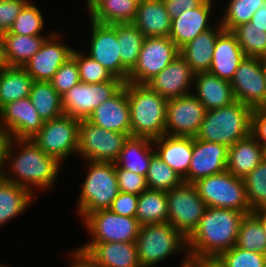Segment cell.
Here are the masks:
<instances>
[{
  "instance_id": "38",
  "label": "cell",
  "mask_w": 266,
  "mask_h": 267,
  "mask_svg": "<svg viewBox=\"0 0 266 267\" xmlns=\"http://www.w3.org/2000/svg\"><path fill=\"white\" fill-rule=\"evenodd\" d=\"M235 246L266 255V232L252 213L242 219Z\"/></svg>"
},
{
  "instance_id": "19",
  "label": "cell",
  "mask_w": 266,
  "mask_h": 267,
  "mask_svg": "<svg viewBox=\"0 0 266 267\" xmlns=\"http://www.w3.org/2000/svg\"><path fill=\"white\" fill-rule=\"evenodd\" d=\"M76 250L94 267H141L135 242L86 243Z\"/></svg>"
},
{
  "instance_id": "12",
  "label": "cell",
  "mask_w": 266,
  "mask_h": 267,
  "mask_svg": "<svg viewBox=\"0 0 266 267\" xmlns=\"http://www.w3.org/2000/svg\"><path fill=\"white\" fill-rule=\"evenodd\" d=\"M122 80L87 84L80 82L62 96L64 114L78 120L88 119L94 109L114 96L123 86Z\"/></svg>"
},
{
  "instance_id": "4",
  "label": "cell",
  "mask_w": 266,
  "mask_h": 267,
  "mask_svg": "<svg viewBox=\"0 0 266 267\" xmlns=\"http://www.w3.org/2000/svg\"><path fill=\"white\" fill-rule=\"evenodd\" d=\"M253 109L239 101L206 111L195 138L232 146L251 134Z\"/></svg>"
},
{
  "instance_id": "20",
  "label": "cell",
  "mask_w": 266,
  "mask_h": 267,
  "mask_svg": "<svg viewBox=\"0 0 266 267\" xmlns=\"http://www.w3.org/2000/svg\"><path fill=\"white\" fill-rule=\"evenodd\" d=\"M195 73L186 60L179 55L146 85L166 99L190 94Z\"/></svg>"
},
{
  "instance_id": "8",
  "label": "cell",
  "mask_w": 266,
  "mask_h": 267,
  "mask_svg": "<svg viewBox=\"0 0 266 267\" xmlns=\"http://www.w3.org/2000/svg\"><path fill=\"white\" fill-rule=\"evenodd\" d=\"M128 138V134L109 131L82 119L77 154L85 161L115 163Z\"/></svg>"
},
{
  "instance_id": "17",
  "label": "cell",
  "mask_w": 266,
  "mask_h": 267,
  "mask_svg": "<svg viewBox=\"0 0 266 267\" xmlns=\"http://www.w3.org/2000/svg\"><path fill=\"white\" fill-rule=\"evenodd\" d=\"M230 84L236 101L252 109L266 106V81L260 58L245 56Z\"/></svg>"
},
{
  "instance_id": "16",
  "label": "cell",
  "mask_w": 266,
  "mask_h": 267,
  "mask_svg": "<svg viewBox=\"0 0 266 267\" xmlns=\"http://www.w3.org/2000/svg\"><path fill=\"white\" fill-rule=\"evenodd\" d=\"M0 120V134L13 139H32L44 124L29 97L4 105Z\"/></svg>"
},
{
  "instance_id": "45",
  "label": "cell",
  "mask_w": 266,
  "mask_h": 267,
  "mask_svg": "<svg viewBox=\"0 0 266 267\" xmlns=\"http://www.w3.org/2000/svg\"><path fill=\"white\" fill-rule=\"evenodd\" d=\"M225 267H266V255L233 246L218 256Z\"/></svg>"
},
{
  "instance_id": "7",
  "label": "cell",
  "mask_w": 266,
  "mask_h": 267,
  "mask_svg": "<svg viewBox=\"0 0 266 267\" xmlns=\"http://www.w3.org/2000/svg\"><path fill=\"white\" fill-rule=\"evenodd\" d=\"M207 207L234 209L251 214L244 181L227 170L194 183Z\"/></svg>"
},
{
  "instance_id": "24",
  "label": "cell",
  "mask_w": 266,
  "mask_h": 267,
  "mask_svg": "<svg viewBox=\"0 0 266 267\" xmlns=\"http://www.w3.org/2000/svg\"><path fill=\"white\" fill-rule=\"evenodd\" d=\"M152 141L155 153L177 172L185 183H188V169L192 158L193 137L164 134ZM156 145L157 147L155 148Z\"/></svg>"
},
{
  "instance_id": "42",
  "label": "cell",
  "mask_w": 266,
  "mask_h": 267,
  "mask_svg": "<svg viewBox=\"0 0 266 267\" xmlns=\"http://www.w3.org/2000/svg\"><path fill=\"white\" fill-rule=\"evenodd\" d=\"M243 181L251 211L266 208V161L263 159Z\"/></svg>"
},
{
  "instance_id": "9",
  "label": "cell",
  "mask_w": 266,
  "mask_h": 267,
  "mask_svg": "<svg viewBox=\"0 0 266 267\" xmlns=\"http://www.w3.org/2000/svg\"><path fill=\"white\" fill-rule=\"evenodd\" d=\"M168 223L186 239L197 228L208 208L194 184L183 182L167 192Z\"/></svg>"
},
{
  "instance_id": "44",
  "label": "cell",
  "mask_w": 266,
  "mask_h": 267,
  "mask_svg": "<svg viewBox=\"0 0 266 267\" xmlns=\"http://www.w3.org/2000/svg\"><path fill=\"white\" fill-rule=\"evenodd\" d=\"M44 25L45 21L41 10L29 1L16 17L9 32L29 36L43 35L41 32Z\"/></svg>"
},
{
  "instance_id": "13",
  "label": "cell",
  "mask_w": 266,
  "mask_h": 267,
  "mask_svg": "<svg viewBox=\"0 0 266 267\" xmlns=\"http://www.w3.org/2000/svg\"><path fill=\"white\" fill-rule=\"evenodd\" d=\"M179 55V49L169 37H146L127 82L146 84Z\"/></svg>"
},
{
  "instance_id": "36",
  "label": "cell",
  "mask_w": 266,
  "mask_h": 267,
  "mask_svg": "<svg viewBox=\"0 0 266 267\" xmlns=\"http://www.w3.org/2000/svg\"><path fill=\"white\" fill-rule=\"evenodd\" d=\"M29 98L43 121L53 120L64 114L62 97L50 81H34Z\"/></svg>"
},
{
  "instance_id": "48",
  "label": "cell",
  "mask_w": 266,
  "mask_h": 267,
  "mask_svg": "<svg viewBox=\"0 0 266 267\" xmlns=\"http://www.w3.org/2000/svg\"><path fill=\"white\" fill-rule=\"evenodd\" d=\"M30 0H0V34L12 27L16 17Z\"/></svg>"
},
{
  "instance_id": "46",
  "label": "cell",
  "mask_w": 266,
  "mask_h": 267,
  "mask_svg": "<svg viewBox=\"0 0 266 267\" xmlns=\"http://www.w3.org/2000/svg\"><path fill=\"white\" fill-rule=\"evenodd\" d=\"M50 82L52 87L61 97L64 96L73 86L79 84L81 81L76 61L70 57V59L60 66Z\"/></svg>"
},
{
  "instance_id": "6",
  "label": "cell",
  "mask_w": 266,
  "mask_h": 267,
  "mask_svg": "<svg viewBox=\"0 0 266 267\" xmlns=\"http://www.w3.org/2000/svg\"><path fill=\"white\" fill-rule=\"evenodd\" d=\"M135 243L141 267H155L181 251L188 256L187 239L170 223L141 225Z\"/></svg>"
},
{
  "instance_id": "30",
  "label": "cell",
  "mask_w": 266,
  "mask_h": 267,
  "mask_svg": "<svg viewBox=\"0 0 266 267\" xmlns=\"http://www.w3.org/2000/svg\"><path fill=\"white\" fill-rule=\"evenodd\" d=\"M154 153V145L151 139L129 136L115 165L146 177Z\"/></svg>"
},
{
  "instance_id": "22",
  "label": "cell",
  "mask_w": 266,
  "mask_h": 267,
  "mask_svg": "<svg viewBox=\"0 0 266 267\" xmlns=\"http://www.w3.org/2000/svg\"><path fill=\"white\" fill-rule=\"evenodd\" d=\"M215 0H205L200 6L183 11L171 20L169 38L180 50L184 45L196 38L200 33L211 29V13Z\"/></svg>"
},
{
  "instance_id": "32",
  "label": "cell",
  "mask_w": 266,
  "mask_h": 267,
  "mask_svg": "<svg viewBox=\"0 0 266 267\" xmlns=\"http://www.w3.org/2000/svg\"><path fill=\"white\" fill-rule=\"evenodd\" d=\"M140 0H101L89 13L90 21L113 25L133 23Z\"/></svg>"
},
{
  "instance_id": "37",
  "label": "cell",
  "mask_w": 266,
  "mask_h": 267,
  "mask_svg": "<svg viewBox=\"0 0 266 267\" xmlns=\"http://www.w3.org/2000/svg\"><path fill=\"white\" fill-rule=\"evenodd\" d=\"M116 33L121 63L130 72L137 63L146 37L132 23L116 24Z\"/></svg>"
},
{
  "instance_id": "33",
  "label": "cell",
  "mask_w": 266,
  "mask_h": 267,
  "mask_svg": "<svg viewBox=\"0 0 266 267\" xmlns=\"http://www.w3.org/2000/svg\"><path fill=\"white\" fill-rule=\"evenodd\" d=\"M35 194L26 188L0 178V227L23 213Z\"/></svg>"
},
{
  "instance_id": "49",
  "label": "cell",
  "mask_w": 266,
  "mask_h": 267,
  "mask_svg": "<svg viewBox=\"0 0 266 267\" xmlns=\"http://www.w3.org/2000/svg\"><path fill=\"white\" fill-rule=\"evenodd\" d=\"M137 204L138 195L119 192L109 209L121 216L136 217Z\"/></svg>"
},
{
  "instance_id": "18",
  "label": "cell",
  "mask_w": 266,
  "mask_h": 267,
  "mask_svg": "<svg viewBox=\"0 0 266 267\" xmlns=\"http://www.w3.org/2000/svg\"><path fill=\"white\" fill-rule=\"evenodd\" d=\"M50 33L39 51L23 67L34 81H50L60 66L72 56L73 47L60 43V32Z\"/></svg>"
},
{
  "instance_id": "35",
  "label": "cell",
  "mask_w": 266,
  "mask_h": 267,
  "mask_svg": "<svg viewBox=\"0 0 266 267\" xmlns=\"http://www.w3.org/2000/svg\"><path fill=\"white\" fill-rule=\"evenodd\" d=\"M136 218L141 225L168 223L167 192L147 188L138 196Z\"/></svg>"
},
{
  "instance_id": "23",
  "label": "cell",
  "mask_w": 266,
  "mask_h": 267,
  "mask_svg": "<svg viewBox=\"0 0 266 267\" xmlns=\"http://www.w3.org/2000/svg\"><path fill=\"white\" fill-rule=\"evenodd\" d=\"M103 129L131 136L130 107L126 87L96 107L87 119Z\"/></svg>"
},
{
  "instance_id": "56",
  "label": "cell",
  "mask_w": 266,
  "mask_h": 267,
  "mask_svg": "<svg viewBox=\"0 0 266 267\" xmlns=\"http://www.w3.org/2000/svg\"><path fill=\"white\" fill-rule=\"evenodd\" d=\"M8 67L5 54H4V39L2 34H0V70Z\"/></svg>"
},
{
  "instance_id": "14",
  "label": "cell",
  "mask_w": 266,
  "mask_h": 267,
  "mask_svg": "<svg viewBox=\"0 0 266 267\" xmlns=\"http://www.w3.org/2000/svg\"><path fill=\"white\" fill-rule=\"evenodd\" d=\"M206 113L205 107L193 94L168 99L165 134L195 137Z\"/></svg>"
},
{
  "instance_id": "5",
  "label": "cell",
  "mask_w": 266,
  "mask_h": 267,
  "mask_svg": "<svg viewBox=\"0 0 266 267\" xmlns=\"http://www.w3.org/2000/svg\"><path fill=\"white\" fill-rule=\"evenodd\" d=\"M87 162L89 171L76 206V211L83 220L95 211L109 209L119 193L115 163Z\"/></svg>"
},
{
  "instance_id": "2",
  "label": "cell",
  "mask_w": 266,
  "mask_h": 267,
  "mask_svg": "<svg viewBox=\"0 0 266 267\" xmlns=\"http://www.w3.org/2000/svg\"><path fill=\"white\" fill-rule=\"evenodd\" d=\"M244 212L208 207L197 228L187 238L188 255L219 256L236 244Z\"/></svg>"
},
{
  "instance_id": "51",
  "label": "cell",
  "mask_w": 266,
  "mask_h": 267,
  "mask_svg": "<svg viewBox=\"0 0 266 267\" xmlns=\"http://www.w3.org/2000/svg\"><path fill=\"white\" fill-rule=\"evenodd\" d=\"M205 0H163L165 8L172 19L178 17L183 11L200 6Z\"/></svg>"
},
{
  "instance_id": "39",
  "label": "cell",
  "mask_w": 266,
  "mask_h": 267,
  "mask_svg": "<svg viewBox=\"0 0 266 267\" xmlns=\"http://www.w3.org/2000/svg\"><path fill=\"white\" fill-rule=\"evenodd\" d=\"M183 182L182 177L156 153L152 155L146 175V184L149 189L169 192L172 188L180 186Z\"/></svg>"
},
{
  "instance_id": "57",
  "label": "cell",
  "mask_w": 266,
  "mask_h": 267,
  "mask_svg": "<svg viewBox=\"0 0 266 267\" xmlns=\"http://www.w3.org/2000/svg\"><path fill=\"white\" fill-rule=\"evenodd\" d=\"M4 143H5V137L2 134H0V178L2 175V149Z\"/></svg>"
},
{
  "instance_id": "40",
  "label": "cell",
  "mask_w": 266,
  "mask_h": 267,
  "mask_svg": "<svg viewBox=\"0 0 266 267\" xmlns=\"http://www.w3.org/2000/svg\"><path fill=\"white\" fill-rule=\"evenodd\" d=\"M247 57H266L265 29L255 27L251 22L243 23L231 31Z\"/></svg>"
},
{
  "instance_id": "31",
  "label": "cell",
  "mask_w": 266,
  "mask_h": 267,
  "mask_svg": "<svg viewBox=\"0 0 266 267\" xmlns=\"http://www.w3.org/2000/svg\"><path fill=\"white\" fill-rule=\"evenodd\" d=\"M19 35L7 31L2 34L4 39V54L8 67H24L42 47L51 35Z\"/></svg>"
},
{
  "instance_id": "1",
  "label": "cell",
  "mask_w": 266,
  "mask_h": 267,
  "mask_svg": "<svg viewBox=\"0 0 266 267\" xmlns=\"http://www.w3.org/2000/svg\"><path fill=\"white\" fill-rule=\"evenodd\" d=\"M17 149L20 151L17 152ZM60 163L63 164L57 158L43 152L31 139L5 138L1 177L26 188L32 194L36 193L33 189L38 187L47 191L54 186ZM5 166L10 168L7 169ZM6 169L10 170L11 174L8 175L9 172H6Z\"/></svg>"
},
{
  "instance_id": "50",
  "label": "cell",
  "mask_w": 266,
  "mask_h": 267,
  "mask_svg": "<svg viewBox=\"0 0 266 267\" xmlns=\"http://www.w3.org/2000/svg\"><path fill=\"white\" fill-rule=\"evenodd\" d=\"M251 135L263 146L266 145V106L253 109Z\"/></svg>"
},
{
  "instance_id": "15",
  "label": "cell",
  "mask_w": 266,
  "mask_h": 267,
  "mask_svg": "<svg viewBox=\"0 0 266 267\" xmlns=\"http://www.w3.org/2000/svg\"><path fill=\"white\" fill-rule=\"evenodd\" d=\"M90 23V49L85 54L99 62L114 77L127 82L129 71L121 63L116 24Z\"/></svg>"
},
{
  "instance_id": "52",
  "label": "cell",
  "mask_w": 266,
  "mask_h": 267,
  "mask_svg": "<svg viewBox=\"0 0 266 267\" xmlns=\"http://www.w3.org/2000/svg\"><path fill=\"white\" fill-rule=\"evenodd\" d=\"M182 261L179 267H225L218 256L188 255Z\"/></svg>"
},
{
  "instance_id": "55",
  "label": "cell",
  "mask_w": 266,
  "mask_h": 267,
  "mask_svg": "<svg viewBox=\"0 0 266 267\" xmlns=\"http://www.w3.org/2000/svg\"><path fill=\"white\" fill-rule=\"evenodd\" d=\"M252 214L260 221L264 231L266 232V208L252 211Z\"/></svg>"
},
{
  "instance_id": "47",
  "label": "cell",
  "mask_w": 266,
  "mask_h": 267,
  "mask_svg": "<svg viewBox=\"0 0 266 267\" xmlns=\"http://www.w3.org/2000/svg\"><path fill=\"white\" fill-rule=\"evenodd\" d=\"M116 174L119 192H126L139 196L148 188L146 177L143 175H138L129 170L122 169L121 167H116Z\"/></svg>"
},
{
  "instance_id": "27",
  "label": "cell",
  "mask_w": 266,
  "mask_h": 267,
  "mask_svg": "<svg viewBox=\"0 0 266 267\" xmlns=\"http://www.w3.org/2000/svg\"><path fill=\"white\" fill-rule=\"evenodd\" d=\"M145 37H169L171 18L163 0H140L132 23Z\"/></svg>"
},
{
  "instance_id": "26",
  "label": "cell",
  "mask_w": 266,
  "mask_h": 267,
  "mask_svg": "<svg viewBox=\"0 0 266 267\" xmlns=\"http://www.w3.org/2000/svg\"><path fill=\"white\" fill-rule=\"evenodd\" d=\"M193 87V94L206 111L225 107L236 101L230 81L220 79L210 72L195 74Z\"/></svg>"
},
{
  "instance_id": "25",
  "label": "cell",
  "mask_w": 266,
  "mask_h": 267,
  "mask_svg": "<svg viewBox=\"0 0 266 267\" xmlns=\"http://www.w3.org/2000/svg\"><path fill=\"white\" fill-rule=\"evenodd\" d=\"M244 58L245 54L236 36L231 31L223 30L216 39L208 72L220 79L231 81Z\"/></svg>"
},
{
  "instance_id": "3",
  "label": "cell",
  "mask_w": 266,
  "mask_h": 267,
  "mask_svg": "<svg viewBox=\"0 0 266 267\" xmlns=\"http://www.w3.org/2000/svg\"><path fill=\"white\" fill-rule=\"evenodd\" d=\"M130 107L131 136L151 140L165 134L168 99L146 84L125 82Z\"/></svg>"
},
{
  "instance_id": "28",
  "label": "cell",
  "mask_w": 266,
  "mask_h": 267,
  "mask_svg": "<svg viewBox=\"0 0 266 267\" xmlns=\"http://www.w3.org/2000/svg\"><path fill=\"white\" fill-rule=\"evenodd\" d=\"M223 30L217 21L215 27L213 24L211 29L200 33L179 50L180 55L195 74L209 71L216 39Z\"/></svg>"
},
{
  "instance_id": "54",
  "label": "cell",
  "mask_w": 266,
  "mask_h": 267,
  "mask_svg": "<svg viewBox=\"0 0 266 267\" xmlns=\"http://www.w3.org/2000/svg\"><path fill=\"white\" fill-rule=\"evenodd\" d=\"M73 263L70 267H94L92 263L76 249L71 253Z\"/></svg>"
},
{
  "instance_id": "53",
  "label": "cell",
  "mask_w": 266,
  "mask_h": 267,
  "mask_svg": "<svg viewBox=\"0 0 266 267\" xmlns=\"http://www.w3.org/2000/svg\"><path fill=\"white\" fill-rule=\"evenodd\" d=\"M250 22L266 32V4L254 13Z\"/></svg>"
},
{
  "instance_id": "34",
  "label": "cell",
  "mask_w": 266,
  "mask_h": 267,
  "mask_svg": "<svg viewBox=\"0 0 266 267\" xmlns=\"http://www.w3.org/2000/svg\"><path fill=\"white\" fill-rule=\"evenodd\" d=\"M34 80L22 67H6L0 70V109L19 99L29 97Z\"/></svg>"
},
{
  "instance_id": "29",
  "label": "cell",
  "mask_w": 266,
  "mask_h": 267,
  "mask_svg": "<svg viewBox=\"0 0 266 267\" xmlns=\"http://www.w3.org/2000/svg\"><path fill=\"white\" fill-rule=\"evenodd\" d=\"M263 159V146L250 134L228 148L227 171L244 179Z\"/></svg>"
},
{
  "instance_id": "10",
  "label": "cell",
  "mask_w": 266,
  "mask_h": 267,
  "mask_svg": "<svg viewBox=\"0 0 266 267\" xmlns=\"http://www.w3.org/2000/svg\"><path fill=\"white\" fill-rule=\"evenodd\" d=\"M79 120L63 114L44 121L40 131L31 139L47 155L60 162L78 152Z\"/></svg>"
},
{
  "instance_id": "58",
  "label": "cell",
  "mask_w": 266,
  "mask_h": 267,
  "mask_svg": "<svg viewBox=\"0 0 266 267\" xmlns=\"http://www.w3.org/2000/svg\"><path fill=\"white\" fill-rule=\"evenodd\" d=\"M88 8V13L101 1V0H85Z\"/></svg>"
},
{
  "instance_id": "41",
  "label": "cell",
  "mask_w": 266,
  "mask_h": 267,
  "mask_svg": "<svg viewBox=\"0 0 266 267\" xmlns=\"http://www.w3.org/2000/svg\"><path fill=\"white\" fill-rule=\"evenodd\" d=\"M265 4L266 0H230L218 22L224 30L232 31L238 25L250 22L254 13Z\"/></svg>"
},
{
  "instance_id": "59",
  "label": "cell",
  "mask_w": 266,
  "mask_h": 267,
  "mask_svg": "<svg viewBox=\"0 0 266 267\" xmlns=\"http://www.w3.org/2000/svg\"><path fill=\"white\" fill-rule=\"evenodd\" d=\"M260 64H261V69L264 75V79L266 81V57L260 58Z\"/></svg>"
},
{
  "instance_id": "21",
  "label": "cell",
  "mask_w": 266,
  "mask_h": 267,
  "mask_svg": "<svg viewBox=\"0 0 266 267\" xmlns=\"http://www.w3.org/2000/svg\"><path fill=\"white\" fill-rule=\"evenodd\" d=\"M228 147L193 137V151L188 169V183L227 170Z\"/></svg>"
},
{
  "instance_id": "43",
  "label": "cell",
  "mask_w": 266,
  "mask_h": 267,
  "mask_svg": "<svg viewBox=\"0 0 266 267\" xmlns=\"http://www.w3.org/2000/svg\"><path fill=\"white\" fill-rule=\"evenodd\" d=\"M77 63L79 69L80 81L87 84L102 83L110 80H121L114 77L99 62L93 60L83 50L73 49L71 56Z\"/></svg>"
},
{
  "instance_id": "11",
  "label": "cell",
  "mask_w": 266,
  "mask_h": 267,
  "mask_svg": "<svg viewBox=\"0 0 266 267\" xmlns=\"http://www.w3.org/2000/svg\"><path fill=\"white\" fill-rule=\"evenodd\" d=\"M83 222L91 235L87 243L136 242L141 227L136 217L121 216L110 209L95 211Z\"/></svg>"
},
{
  "instance_id": "61",
  "label": "cell",
  "mask_w": 266,
  "mask_h": 267,
  "mask_svg": "<svg viewBox=\"0 0 266 267\" xmlns=\"http://www.w3.org/2000/svg\"><path fill=\"white\" fill-rule=\"evenodd\" d=\"M0 267H9V266H7V265H5V264H4V265H3V264H1V265H0Z\"/></svg>"
},
{
  "instance_id": "60",
  "label": "cell",
  "mask_w": 266,
  "mask_h": 267,
  "mask_svg": "<svg viewBox=\"0 0 266 267\" xmlns=\"http://www.w3.org/2000/svg\"><path fill=\"white\" fill-rule=\"evenodd\" d=\"M263 155H264V160L266 161V145H263Z\"/></svg>"
}]
</instances>
